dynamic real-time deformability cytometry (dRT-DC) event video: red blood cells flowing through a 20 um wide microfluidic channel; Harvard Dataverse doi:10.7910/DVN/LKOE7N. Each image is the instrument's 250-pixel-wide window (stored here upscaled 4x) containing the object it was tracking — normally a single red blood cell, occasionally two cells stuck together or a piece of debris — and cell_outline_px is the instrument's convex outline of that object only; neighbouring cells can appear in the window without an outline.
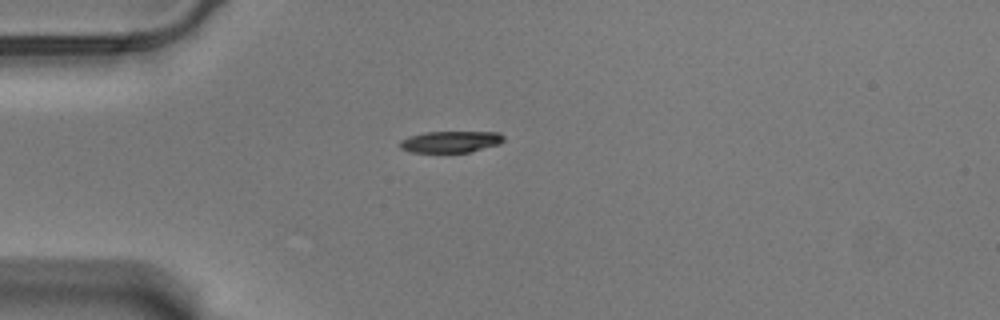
{"species": "Egyptian fruit bat (a non-hibernating species)", "species_latin": "Rousettus aegyptiacus", "temperature_condition": "warm", "stored_images_in_passage": 43, "camera_frame_rate_fps": 3000, "um_per_image_px": 0.085, "animal": {"sex": "male"}, "frame": {"image": 1, "passage_image": 1, "time_ms": 0.0, "image_size_px": [1000, 320], "cell_outline_px": [[504, 140], [500, 144], [468, 152], [408, 152], [400, 148], [400, 140], [408, 136], [424, 132], [500, 132], [504, 136]], "centroid_in_image_um": [38.29, 12.04], "position_along_channel_um": 46.7, "area_um2": 13.06}}
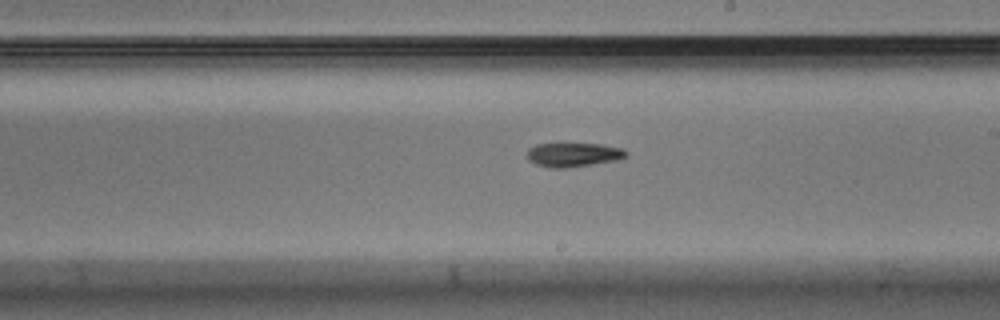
{"frame": {"image": 2, "passage_image": 19, "time_ms": 6.0, "image_size_px": [1000, 320], "cell_outline_px": [[628, 152], [620, 160], [564, 168], [548, 168], [536, 164], [528, 160], [528, 148], [536, 144], [600, 144], [624, 148]], "centroid_in_image_um": [48.74, 13.15], "position_along_channel_um": 240.3, "area_um2": 13.87}}
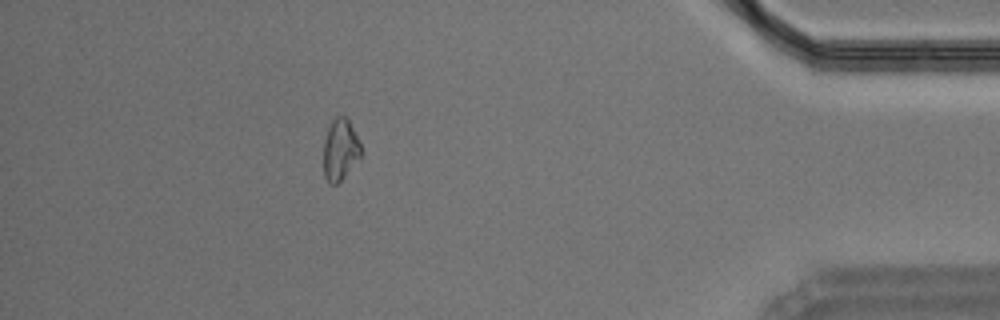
{"frame": {"image": 3, "passage_image": 37, "time_ms": 12.0, "image_size_px": [1000, 320], "cell_outline_px": [[364, 156], [336, 184], [328, 184], [324, 176], [324, 140], [328, 128], [332, 120], [336, 116], [344, 116], [348, 120], [364, 152]], "centroid_in_image_um": [28.94, 12.75], "position_along_channel_um": 406.3, "area_um2": 13.53}, "authors_computed_cell_mechanics": {"area_um2": 14.2766, "velocity_mm_per_s": 3.5224, "shape_relaxation_time_tau1_ms": 2.6451, "shape_relaxation_time_tau2_ms": null, "deformation_change_tau1": 0.1187, "deformation_change_tau2": null}}